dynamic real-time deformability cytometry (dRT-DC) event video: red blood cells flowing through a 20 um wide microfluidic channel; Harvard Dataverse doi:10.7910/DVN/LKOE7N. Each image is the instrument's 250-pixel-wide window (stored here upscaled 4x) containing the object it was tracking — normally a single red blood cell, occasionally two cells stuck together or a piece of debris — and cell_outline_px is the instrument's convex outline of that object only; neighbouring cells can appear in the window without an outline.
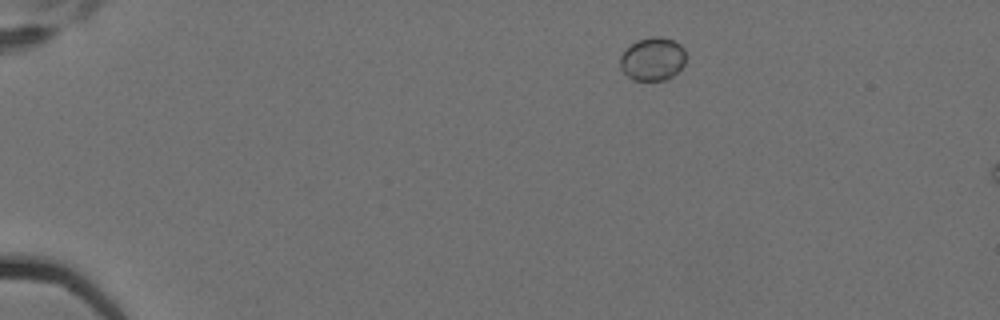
{"species": "Egyptian fruit bat (a non-hibernating species)", "species_latin": "Rousettus aegyptiacus", "temperature_condition": "cold", "stored_images_in_passage": 4, "camera_frame_rate_fps": 3000, "um_per_image_px": 0.085, "animal": {"sex": "female"}, "frame": {"image": 1, "passage_image": 2, "time_ms": 0.333, "image_size_px": [1000, 320], "cell_outline_px": [[684, 64], [672, 76], [664, 80], [632, 80], [620, 68], [620, 56], [636, 40], [652, 36], [660, 36], [672, 40], [680, 44], [684, 48]], "centroid_in_image_um": [55.46, 5.01], "position_along_channel_um": 29.5, "area_um2": 16.42}}